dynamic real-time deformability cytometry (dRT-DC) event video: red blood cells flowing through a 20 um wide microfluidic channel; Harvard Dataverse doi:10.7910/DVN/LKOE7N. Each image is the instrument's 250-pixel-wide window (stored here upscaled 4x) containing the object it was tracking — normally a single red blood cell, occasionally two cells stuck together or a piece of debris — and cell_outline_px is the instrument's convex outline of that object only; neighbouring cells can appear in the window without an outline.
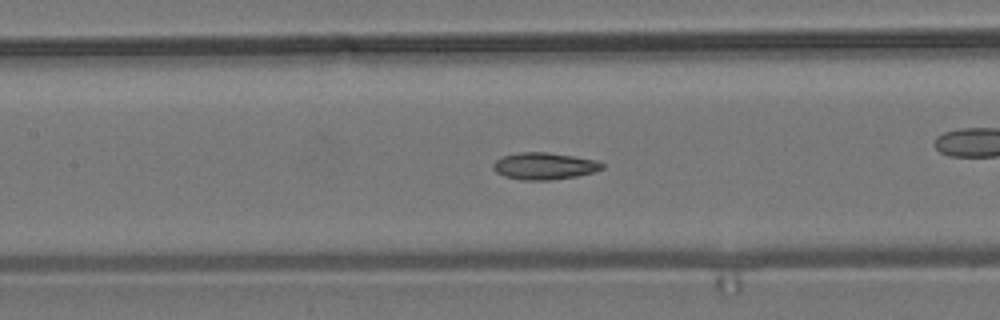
{"species": "common noctule bat (a hibernating species)", "species_latin": "Nyctalus noctula", "temperature_condition": "room temperature", "stored_images_in_passage": 56, "camera_frame_rate_fps": 3000, "um_per_image_px": 0.085, "animal": {"sex": "male", "body_mass_g": 19.2, "forearm_length_mm": 51.8}, "frame": {"image": 1, "passage_image": 25, "time_ms": 8.0, "image_size_px": [1000, 320], "cell_outline_px": [[604, 168], [596, 172], [576, 176], [548, 180], [520, 180], [504, 176], [496, 172], [492, 168], [492, 164], [496, 160], [504, 156], [520, 152], [544, 152], [572, 156], [596, 160], [604, 164]], "centroid_in_image_um": [46.26, 14.12], "position_along_channel_um": 161.1, "area_um2": 17.05}, "authors_computed_cell_mechanics": {"area_um2": 17.34, "velocity_mm_per_s": 3.7541, "shape_relaxation_time_tau1_ms": null, "shape_relaxation_time_tau2_ms": 3.5894, "deformation_change_tau1": null, "deformation_change_tau2": 0.0921}}